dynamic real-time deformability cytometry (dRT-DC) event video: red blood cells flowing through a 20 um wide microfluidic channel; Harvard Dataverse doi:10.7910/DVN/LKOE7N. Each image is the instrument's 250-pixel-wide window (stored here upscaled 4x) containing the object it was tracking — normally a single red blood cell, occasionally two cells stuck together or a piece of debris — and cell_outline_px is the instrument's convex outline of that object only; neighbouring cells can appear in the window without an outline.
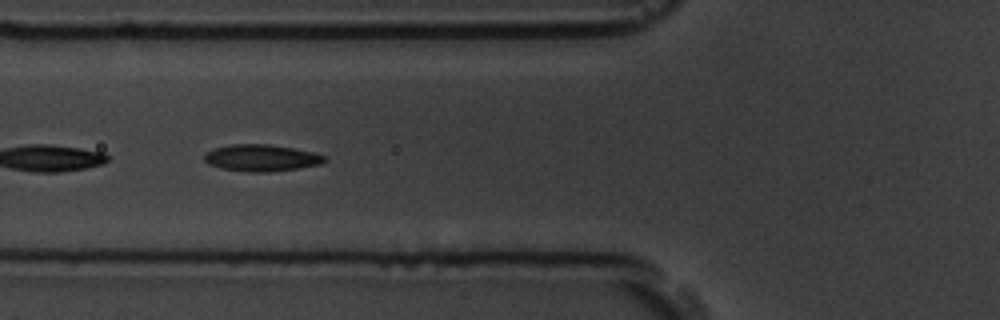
{"species": "common noctule bat (a hibernating species)", "species_latin": "Nyctalus noctula", "temperature_condition": "room temperature", "stored_images_in_passage": 8, "camera_frame_rate_fps": 3000, "um_per_image_px": 0.085, "animal": {"sex": "male", "body_mass_g": 19.5, "forearm_length_mm": 54.6}, "frame": {"image": 1, "passage_image": 5, "time_ms": 5.667, "image_size_px": [1000, 320], "cell_outline_px": [[328, 160], [320, 164], [300, 168], [268, 172], [252, 172], [220, 168], [208, 164], [204, 160], [204, 156], [208, 152], [216, 148], [232, 144], [268, 144], [292, 148], [312, 152], [324, 156]], "centroid_in_image_um": [22.22, 13.43], "position_along_channel_um": 103.6, "area_um2": 18.55}}
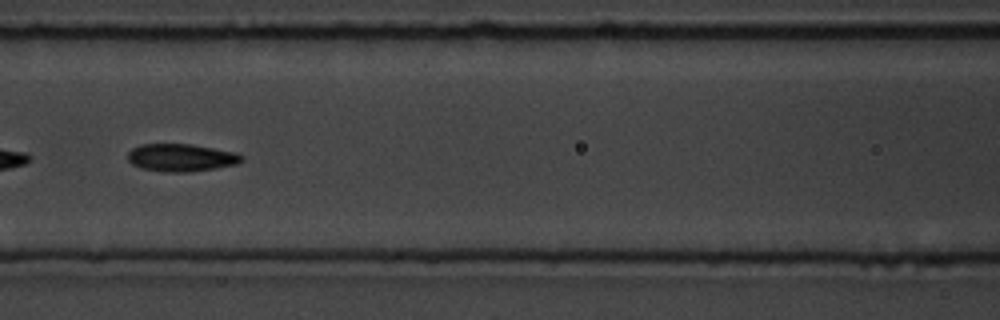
{"frame": {"image": 2, "passage_image": 6, "time_ms": 7.0, "image_size_px": [1000, 320], "cell_outline_px": [[244, 160], [236, 164], [216, 168], [188, 172], [168, 172], [144, 168], [132, 164], [128, 160], [128, 152], [132, 148], [140, 144], [192, 144], [236, 152], [244, 156]], "centroid_in_image_um": [15.43, 13.39], "position_along_channel_um": 151.2, "area_um2": 18.32}}
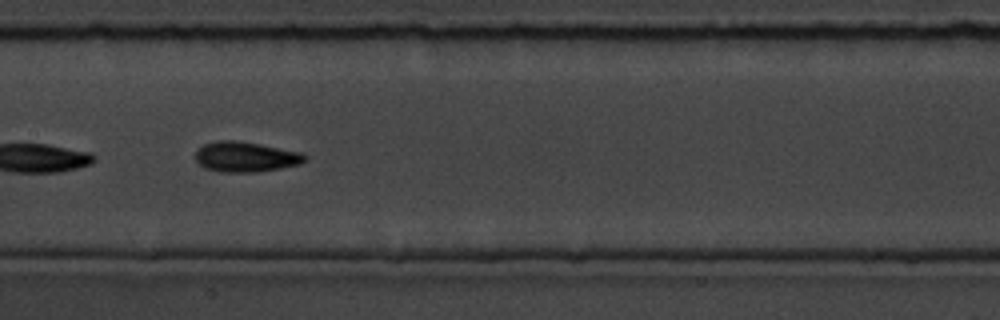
{"frame": {"image": 3, "passage_image": 7, "time_ms": 8.0, "image_size_px": [1000, 320], "cell_outline_px": [[304, 160], [300, 164], [280, 168], [256, 172], [220, 172], [204, 168], [196, 160], [196, 152], [204, 144], [216, 140], [236, 140], [260, 144], [300, 152], [304, 156]], "centroid_in_image_um": [20.83, 13.33], "position_along_channel_um": 186.6, "area_um2": 19.07}}